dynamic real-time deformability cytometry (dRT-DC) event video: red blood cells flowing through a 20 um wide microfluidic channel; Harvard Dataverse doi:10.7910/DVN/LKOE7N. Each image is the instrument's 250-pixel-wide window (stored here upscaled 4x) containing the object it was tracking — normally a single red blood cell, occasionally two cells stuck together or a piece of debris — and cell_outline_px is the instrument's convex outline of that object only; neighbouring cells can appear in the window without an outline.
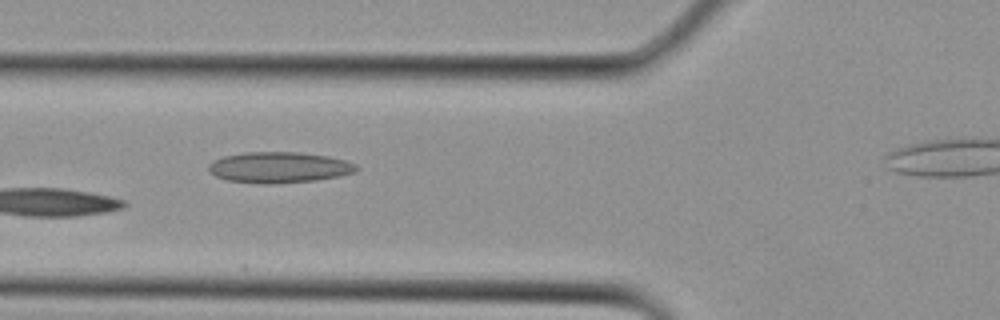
{"species": "Egyptian fruit bat (a non-hibernating species)", "species_latin": "Rousettus aegyptiacus", "temperature_condition": "cold", "stored_images_in_passage": 2, "camera_frame_rate_fps": 3000, "um_per_image_px": 0.085, "animal": {"sex": "female"}, "frame": {"image": 1, "passage_image": 2, "time_ms": 0.333, "image_size_px": [1000, 320], "cell_outline_px": [[360, 168], [356, 172], [340, 176], [316, 180], [276, 184], [260, 184], [228, 180], [216, 176], [208, 168], [208, 164], [212, 160], [224, 156], [244, 152], [300, 152], [328, 156], [344, 160], [356, 164]], "centroid_in_image_um": [23.74, 14.23], "position_along_channel_um": 102.1, "area_um2": 26.82}}